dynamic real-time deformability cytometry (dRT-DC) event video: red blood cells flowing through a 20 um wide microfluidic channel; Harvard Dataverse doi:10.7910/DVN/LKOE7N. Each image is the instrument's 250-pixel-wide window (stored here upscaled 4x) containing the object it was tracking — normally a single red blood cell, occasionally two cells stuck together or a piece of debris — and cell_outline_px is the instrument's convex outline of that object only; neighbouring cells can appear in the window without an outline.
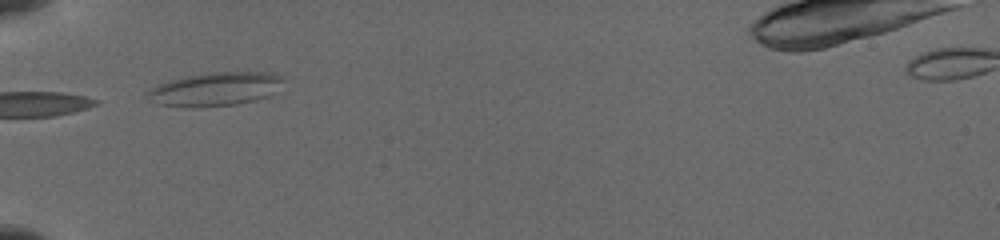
{"species": "common noctule bat (a hibernating species)", "species_latin": "Nyctalus noctula", "temperature_condition": "cold", "stored_images_in_passage": 4, "camera_frame_rate_fps": 3000, "um_per_image_px": 0.085, "animal": {"sex": "female", "body_mass_g": 19.5, "forearm_length_mm": 54.1}, "frame": {"image": 1, "passage_image": 1, "time_ms": 0.0, "image_size_px": [1000, 240], "cell_outline_px": [[288, 76], [268, 96], [256, 100], [236, 104], [160, 104], [148, 100], [144, 96], [152, 88], [168, 80], [184, 76], [208, 72], [268, 72]], "centroid_in_image_um": [18.36, 7.5], "position_along_channel_um": 66.6, "area_um2": 25.66}}